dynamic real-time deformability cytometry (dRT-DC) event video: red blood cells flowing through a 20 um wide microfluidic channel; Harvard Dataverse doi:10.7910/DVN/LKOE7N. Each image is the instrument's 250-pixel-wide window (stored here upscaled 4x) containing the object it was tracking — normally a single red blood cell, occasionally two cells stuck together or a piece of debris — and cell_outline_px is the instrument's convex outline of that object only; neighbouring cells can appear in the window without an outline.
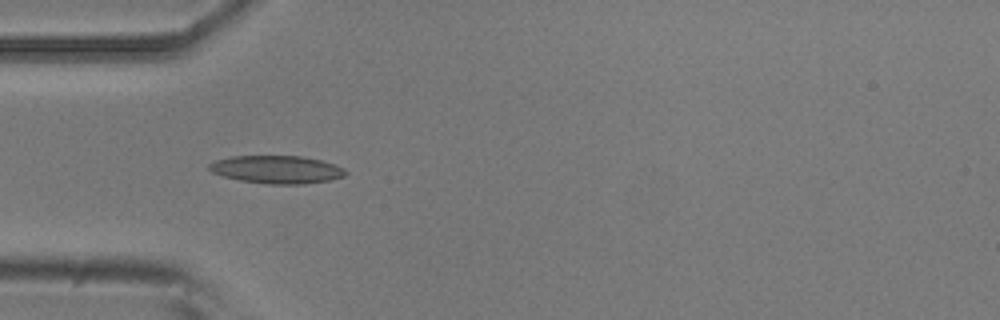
{"species": "common noctule bat (a hibernating species)", "species_latin": "Nyctalus noctula", "temperature_condition": "room temperature", "stored_images_in_passage": 6, "camera_frame_rate_fps": 3000, "um_per_image_px": 0.085, "animal": {"sex": "male", "body_mass_g": 20.5, "forearm_length_mm": 52.5}, "frame": {"image": 1, "passage_image": 4, "time_ms": 1.0, "image_size_px": [1000, 320], "cell_outline_px": [[348, 172], [344, 176], [328, 180], [304, 184], [268, 184], [240, 180], [224, 176], [212, 172], [208, 168], [208, 164], [216, 160], [232, 156], [300, 156], [320, 160], [344, 168]], "centroid_in_image_um": [23.51, 14.41], "position_along_channel_um": 61.5, "area_um2": 21.96}}
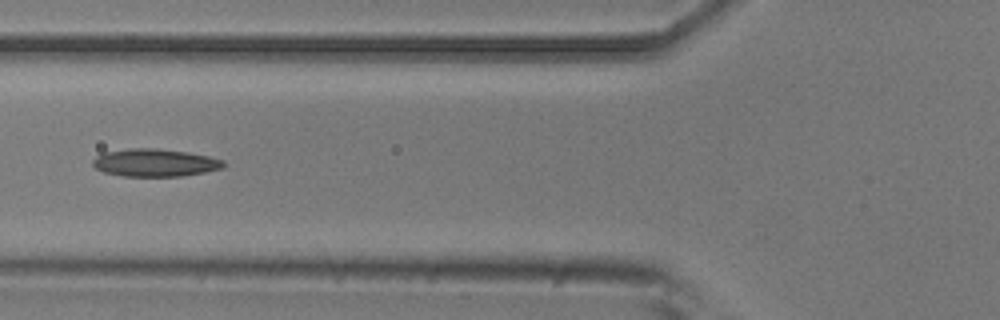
{"frame": {"image": 2, "passage_image": 5, "time_ms": 1.333, "image_size_px": [1000, 320], "cell_outline_px": [[228, 164], [224, 168], [204, 172], [180, 176], [124, 176], [104, 172], [96, 168], [92, 164], [92, 160], [96, 156], [104, 152], [128, 148], [152, 148], [188, 152], [208, 156], [224, 160]], "centroid_in_image_um": [13.19, 13.82], "position_along_channel_um": 112.6, "area_um2": 21.15}}
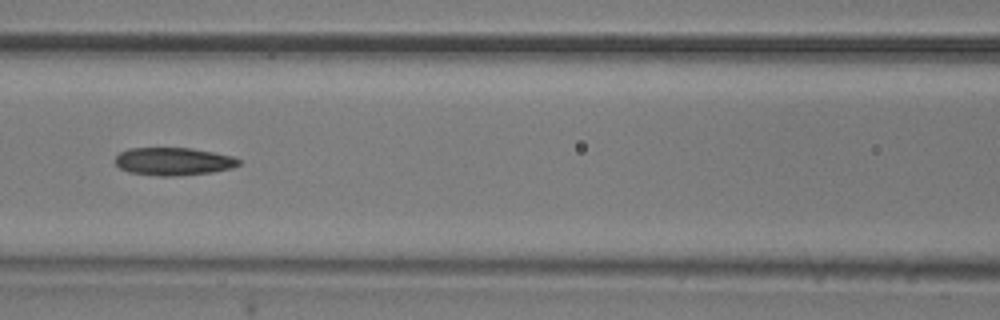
{"frame": {"image": 3, "passage_image": 6, "time_ms": 1.667, "image_size_px": [1000, 320], "cell_outline_px": [[240, 164], [232, 168], [212, 172], [176, 176], [160, 176], [128, 172], [120, 168], [116, 164], [116, 156], [120, 152], [128, 148], [192, 148], [232, 156], [240, 160]], "centroid_in_image_um": [14.73, 13.72], "position_along_channel_um": 151.9, "area_um2": 20.0}}